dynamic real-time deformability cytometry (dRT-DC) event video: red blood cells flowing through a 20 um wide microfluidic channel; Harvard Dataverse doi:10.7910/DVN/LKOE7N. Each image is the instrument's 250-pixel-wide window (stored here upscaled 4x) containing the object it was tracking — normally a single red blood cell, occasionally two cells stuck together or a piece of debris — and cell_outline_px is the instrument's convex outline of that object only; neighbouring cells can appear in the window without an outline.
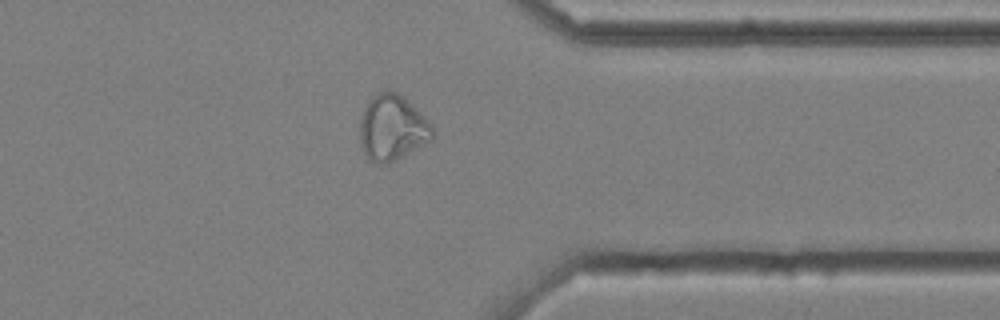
{"species": "common noctule bat (a hibernating species)", "species_latin": "Nyctalus noctula", "temperature_condition": "cold", "stored_images_in_passage": 20, "camera_frame_rate_fps": 3000, "um_per_image_px": 0.085, "animal": {"sex": "male", "body_mass_g": 20.4}, "frame": {"image": 1, "passage_image": 19, "time_ms": 6.0, "image_size_px": [1000, 320], "cell_outline_px": [[432, 140], [396, 160], [388, 164], [376, 164], [364, 152], [360, 144], [360, 120], [364, 108], [368, 100], [376, 92], [388, 88], [404, 96], [428, 120], [432, 128]], "centroid_in_image_um": [33.32, 10.83], "position_along_channel_um": 378.1, "area_um2": 27.98}}